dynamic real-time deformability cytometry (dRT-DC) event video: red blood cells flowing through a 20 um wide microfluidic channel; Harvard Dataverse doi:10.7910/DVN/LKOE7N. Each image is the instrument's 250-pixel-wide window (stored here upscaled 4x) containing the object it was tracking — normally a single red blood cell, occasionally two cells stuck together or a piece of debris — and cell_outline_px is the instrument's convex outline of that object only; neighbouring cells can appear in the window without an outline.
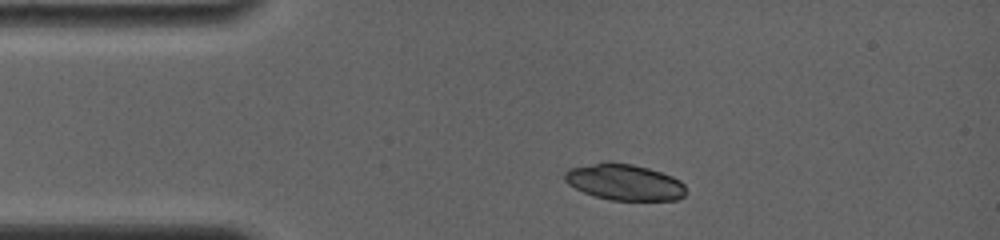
{"species": "common noctule bat (a hibernating species)", "species_latin": "Nyctalus noctula", "temperature_condition": "room temperature", "stored_images_in_passage": 5, "camera_frame_rate_fps": 4000, "um_per_image_px": 0.085, "animal": {"sex": "female", "body_mass_g": 19.0, "forearm_length_mm": 56.7}, "frame": {"image": 1, "passage_image": 1, "time_ms": 0.0, "image_size_px": [1000, 240], "cell_outline_px": [[684, 196], [676, 200], [612, 200], [596, 196], [584, 192], [568, 184], [564, 180], [564, 172], [568, 168], [604, 160], [608, 160], [632, 164], [648, 168], [672, 176], [680, 180], [684, 184]], "centroid_in_image_um": [53.03, 15.45], "position_along_channel_um": 32.0, "area_um2": 25.78}}